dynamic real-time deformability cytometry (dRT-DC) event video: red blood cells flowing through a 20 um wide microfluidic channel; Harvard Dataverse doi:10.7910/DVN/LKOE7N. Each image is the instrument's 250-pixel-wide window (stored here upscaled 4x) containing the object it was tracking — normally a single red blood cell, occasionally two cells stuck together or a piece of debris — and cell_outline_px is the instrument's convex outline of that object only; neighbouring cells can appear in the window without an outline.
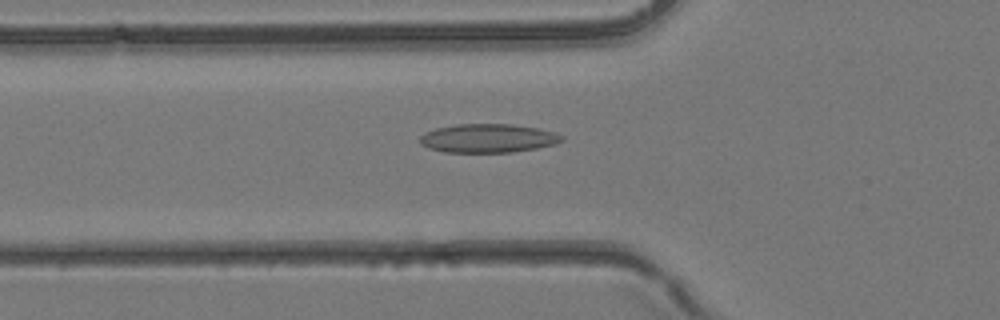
{"species": "common noctule bat (a hibernating species)", "species_latin": "Nyctalus noctula", "temperature_condition": "room temperature", "stored_images_in_passage": 40, "camera_frame_rate_fps": 3000, "um_per_image_px": 0.085, "animal": {"sex": "female", "body_mass_g": 24.6, "forearm_length_mm": 56.2}, "frame": {"image": 1, "passage_image": 14, "time_ms": 4.333, "image_size_px": [1000, 320], "cell_outline_px": [[564, 140], [552, 144], [536, 148], [512, 152], [444, 152], [428, 148], [420, 144], [420, 136], [424, 132], [436, 128], [456, 124], [512, 124], [540, 128], [556, 132], [564, 136]], "centroid_in_image_um": [41.48, 11.74], "position_along_channel_um": 84.3, "area_um2": 23.87}}
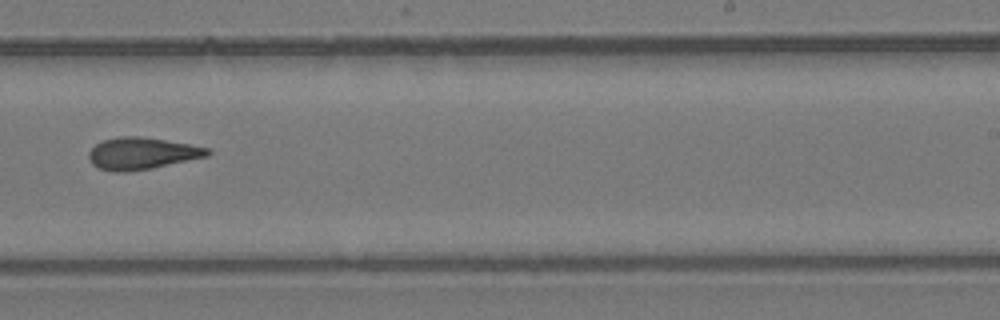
{"frame": {"image": 2, "passage_image": 25, "time_ms": 8.0, "image_size_px": [1000, 320], "cell_outline_px": [[212, 152], [208, 156], [152, 168], [124, 172], [112, 172], [100, 168], [92, 164], [88, 156], [88, 152], [96, 144], [104, 140], [120, 136], [140, 136], [188, 144], [208, 148]], "centroid_in_image_um": [12.04, 13.04], "position_along_channel_um": 277.0, "area_um2": 21.91}}
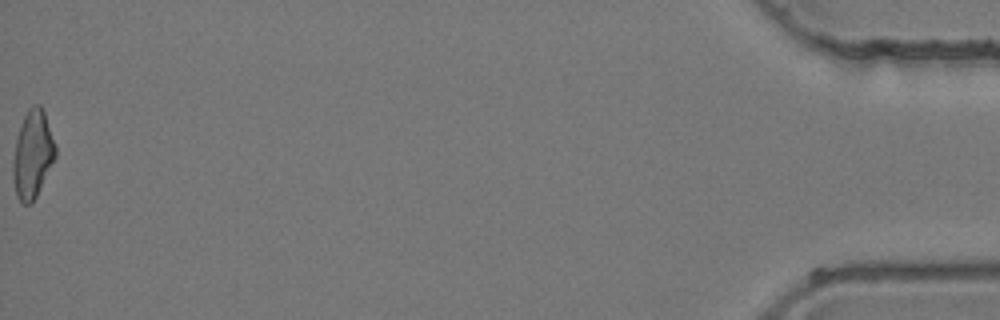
{"frame": {"image": 3, "passage_image": 40, "time_ms": 13.0, "image_size_px": [1000, 320], "cell_outline_px": [[56, 156], [32, 204], [20, 204], [16, 196], [12, 176], [12, 164], [16, 140], [24, 116], [28, 108], [32, 104], [40, 104], [44, 108], [56, 144]], "centroid_in_image_um": [2.78, 13.11], "position_along_channel_um": 432.4, "area_um2": 21.96}}